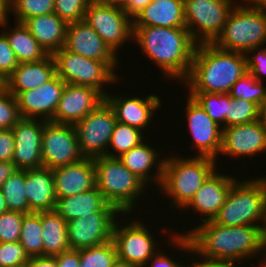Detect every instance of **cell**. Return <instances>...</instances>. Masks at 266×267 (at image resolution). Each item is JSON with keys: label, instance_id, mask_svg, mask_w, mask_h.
<instances>
[{"label": "cell", "instance_id": "cell-46", "mask_svg": "<svg viewBox=\"0 0 266 267\" xmlns=\"http://www.w3.org/2000/svg\"><path fill=\"white\" fill-rule=\"evenodd\" d=\"M15 137L11 129L0 130V162H12Z\"/></svg>", "mask_w": 266, "mask_h": 267}, {"label": "cell", "instance_id": "cell-19", "mask_svg": "<svg viewBox=\"0 0 266 267\" xmlns=\"http://www.w3.org/2000/svg\"><path fill=\"white\" fill-rule=\"evenodd\" d=\"M266 151V131L259 120L223 128L221 154L253 157Z\"/></svg>", "mask_w": 266, "mask_h": 267}, {"label": "cell", "instance_id": "cell-40", "mask_svg": "<svg viewBox=\"0 0 266 267\" xmlns=\"http://www.w3.org/2000/svg\"><path fill=\"white\" fill-rule=\"evenodd\" d=\"M20 119L16 97L3 87L0 90V130L12 129Z\"/></svg>", "mask_w": 266, "mask_h": 267}, {"label": "cell", "instance_id": "cell-50", "mask_svg": "<svg viewBox=\"0 0 266 267\" xmlns=\"http://www.w3.org/2000/svg\"><path fill=\"white\" fill-rule=\"evenodd\" d=\"M24 267H58L54 256L29 257Z\"/></svg>", "mask_w": 266, "mask_h": 267}, {"label": "cell", "instance_id": "cell-55", "mask_svg": "<svg viewBox=\"0 0 266 267\" xmlns=\"http://www.w3.org/2000/svg\"><path fill=\"white\" fill-rule=\"evenodd\" d=\"M247 6L266 10V0H242Z\"/></svg>", "mask_w": 266, "mask_h": 267}, {"label": "cell", "instance_id": "cell-30", "mask_svg": "<svg viewBox=\"0 0 266 267\" xmlns=\"http://www.w3.org/2000/svg\"><path fill=\"white\" fill-rule=\"evenodd\" d=\"M43 256H56L70 248L67 222L55 211L41 212Z\"/></svg>", "mask_w": 266, "mask_h": 267}, {"label": "cell", "instance_id": "cell-11", "mask_svg": "<svg viewBox=\"0 0 266 267\" xmlns=\"http://www.w3.org/2000/svg\"><path fill=\"white\" fill-rule=\"evenodd\" d=\"M131 221L125 222L127 225L123 226L117 220L115 222L112 240L116 247L117 260L134 267H145L150 257L158 251L157 241L143 221Z\"/></svg>", "mask_w": 266, "mask_h": 267}, {"label": "cell", "instance_id": "cell-8", "mask_svg": "<svg viewBox=\"0 0 266 267\" xmlns=\"http://www.w3.org/2000/svg\"><path fill=\"white\" fill-rule=\"evenodd\" d=\"M56 74L67 84L89 86L106 96L105 85L116 83L118 62H102L88 59L62 47L53 54Z\"/></svg>", "mask_w": 266, "mask_h": 267}, {"label": "cell", "instance_id": "cell-13", "mask_svg": "<svg viewBox=\"0 0 266 267\" xmlns=\"http://www.w3.org/2000/svg\"><path fill=\"white\" fill-rule=\"evenodd\" d=\"M41 154L43 167L49 169L73 164L83 159L74 125L48 121L42 133Z\"/></svg>", "mask_w": 266, "mask_h": 267}, {"label": "cell", "instance_id": "cell-3", "mask_svg": "<svg viewBox=\"0 0 266 267\" xmlns=\"http://www.w3.org/2000/svg\"><path fill=\"white\" fill-rule=\"evenodd\" d=\"M247 72L245 54L202 43L197 44L190 72L182 82L190 92L229 94L234 83Z\"/></svg>", "mask_w": 266, "mask_h": 267}, {"label": "cell", "instance_id": "cell-27", "mask_svg": "<svg viewBox=\"0 0 266 267\" xmlns=\"http://www.w3.org/2000/svg\"><path fill=\"white\" fill-rule=\"evenodd\" d=\"M23 24L48 54L64 47L68 23L54 12L26 19Z\"/></svg>", "mask_w": 266, "mask_h": 267}, {"label": "cell", "instance_id": "cell-21", "mask_svg": "<svg viewBox=\"0 0 266 267\" xmlns=\"http://www.w3.org/2000/svg\"><path fill=\"white\" fill-rule=\"evenodd\" d=\"M122 96V97H121ZM130 95H110L106 94L105 100L113 108L117 122L135 127L141 131L149 126L154 116L155 110L161 107L160 97L153 94L147 95L146 98L138 96L129 97Z\"/></svg>", "mask_w": 266, "mask_h": 267}, {"label": "cell", "instance_id": "cell-47", "mask_svg": "<svg viewBox=\"0 0 266 267\" xmlns=\"http://www.w3.org/2000/svg\"><path fill=\"white\" fill-rule=\"evenodd\" d=\"M156 251L148 260V265L145 267H188L178 263L173 258L171 259L166 253ZM150 265V266H149Z\"/></svg>", "mask_w": 266, "mask_h": 267}, {"label": "cell", "instance_id": "cell-1", "mask_svg": "<svg viewBox=\"0 0 266 267\" xmlns=\"http://www.w3.org/2000/svg\"><path fill=\"white\" fill-rule=\"evenodd\" d=\"M169 240L172 247L174 244V248L192 254L191 257L198 255L197 261L236 265L260 254L264 243L259 225L223 226L213 220L202 222L182 234L176 232Z\"/></svg>", "mask_w": 266, "mask_h": 267}, {"label": "cell", "instance_id": "cell-36", "mask_svg": "<svg viewBox=\"0 0 266 267\" xmlns=\"http://www.w3.org/2000/svg\"><path fill=\"white\" fill-rule=\"evenodd\" d=\"M263 83L247 72L234 83L229 94L233 99H243L260 106L266 101V86Z\"/></svg>", "mask_w": 266, "mask_h": 267}, {"label": "cell", "instance_id": "cell-17", "mask_svg": "<svg viewBox=\"0 0 266 267\" xmlns=\"http://www.w3.org/2000/svg\"><path fill=\"white\" fill-rule=\"evenodd\" d=\"M104 101L105 96L95 88L66 83L50 122L75 125Z\"/></svg>", "mask_w": 266, "mask_h": 267}, {"label": "cell", "instance_id": "cell-22", "mask_svg": "<svg viewBox=\"0 0 266 267\" xmlns=\"http://www.w3.org/2000/svg\"><path fill=\"white\" fill-rule=\"evenodd\" d=\"M216 171L215 169L209 175L197 190L194 198L184 208L189 209L191 207L194 212L199 213L202 222L214 219L223 206L232 184L237 180L230 174L229 176L225 174L222 175Z\"/></svg>", "mask_w": 266, "mask_h": 267}, {"label": "cell", "instance_id": "cell-25", "mask_svg": "<svg viewBox=\"0 0 266 267\" xmlns=\"http://www.w3.org/2000/svg\"><path fill=\"white\" fill-rule=\"evenodd\" d=\"M25 194L29 213L54 211L57 198L52 169L41 167L25 170Z\"/></svg>", "mask_w": 266, "mask_h": 267}, {"label": "cell", "instance_id": "cell-43", "mask_svg": "<svg viewBox=\"0 0 266 267\" xmlns=\"http://www.w3.org/2000/svg\"><path fill=\"white\" fill-rule=\"evenodd\" d=\"M29 257L18 242H0V267H24Z\"/></svg>", "mask_w": 266, "mask_h": 267}, {"label": "cell", "instance_id": "cell-7", "mask_svg": "<svg viewBox=\"0 0 266 267\" xmlns=\"http://www.w3.org/2000/svg\"><path fill=\"white\" fill-rule=\"evenodd\" d=\"M266 43V10L237 3L213 44L222 50L246 54Z\"/></svg>", "mask_w": 266, "mask_h": 267}, {"label": "cell", "instance_id": "cell-56", "mask_svg": "<svg viewBox=\"0 0 266 267\" xmlns=\"http://www.w3.org/2000/svg\"><path fill=\"white\" fill-rule=\"evenodd\" d=\"M259 121L266 131V101L259 106Z\"/></svg>", "mask_w": 266, "mask_h": 267}, {"label": "cell", "instance_id": "cell-32", "mask_svg": "<svg viewBox=\"0 0 266 267\" xmlns=\"http://www.w3.org/2000/svg\"><path fill=\"white\" fill-rule=\"evenodd\" d=\"M19 242L28 257L43 256L41 212L23 216Z\"/></svg>", "mask_w": 266, "mask_h": 267}, {"label": "cell", "instance_id": "cell-61", "mask_svg": "<svg viewBox=\"0 0 266 267\" xmlns=\"http://www.w3.org/2000/svg\"><path fill=\"white\" fill-rule=\"evenodd\" d=\"M5 87L4 79L0 77V90Z\"/></svg>", "mask_w": 266, "mask_h": 267}, {"label": "cell", "instance_id": "cell-58", "mask_svg": "<svg viewBox=\"0 0 266 267\" xmlns=\"http://www.w3.org/2000/svg\"><path fill=\"white\" fill-rule=\"evenodd\" d=\"M111 267H134L130 264H127L125 262H122V261H119V260H116Z\"/></svg>", "mask_w": 266, "mask_h": 267}, {"label": "cell", "instance_id": "cell-42", "mask_svg": "<svg viewBox=\"0 0 266 267\" xmlns=\"http://www.w3.org/2000/svg\"><path fill=\"white\" fill-rule=\"evenodd\" d=\"M24 215L13 211H6L0 215V242L19 241Z\"/></svg>", "mask_w": 266, "mask_h": 267}, {"label": "cell", "instance_id": "cell-59", "mask_svg": "<svg viewBox=\"0 0 266 267\" xmlns=\"http://www.w3.org/2000/svg\"><path fill=\"white\" fill-rule=\"evenodd\" d=\"M265 250H266V241H264V243H263V249H262V251H263V252H266ZM260 263H261V264H258V267H259V266H260V267H266V254H265V259H264V257H263V260H261Z\"/></svg>", "mask_w": 266, "mask_h": 267}, {"label": "cell", "instance_id": "cell-35", "mask_svg": "<svg viewBox=\"0 0 266 267\" xmlns=\"http://www.w3.org/2000/svg\"><path fill=\"white\" fill-rule=\"evenodd\" d=\"M203 110L219 126L226 128V114L229 109V94L226 93H204L189 92Z\"/></svg>", "mask_w": 266, "mask_h": 267}, {"label": "cell", "instance_id": "cell-23", "mask_svg": "<svg viewBox=\"0 0 266 267\" xmlns=\"http://www.w3.org/2000/svg\"><path fill=\"white\" fill-rule=\"evenodd\" d=\"M56 198H64L88 191L96 186L92 158L52 169Z\"/></svg>", "mask_w": 266, "mask_h": 267}, {"label": "cell", "instance_id": "cell-49", "mask_svg": "<svg viewBox=\"0 0 266 267\" xmlns=\"http://www.w3.org/2000/svg\"><path fill=\"white\" fill-rule=\"evenodd\" d=\"M152 0H124L122 10L134 20Z\"/></svg>", "mask_w": 266, "mask_h": 267}, {"label": "cell", "instance_id": "cell-16", "mask_svg": "<svg viewBox=\"0 0 266 267\" xmlns=\"http://www.w3.org/2000/svg\"><path fill=\"white\" fill-rule=\"evenodd\" d=\"M48 121L21 118L11 129L15 137L12 163L17 170L43 167L41 154L42 133Z\"/></svg>", "mask_w": 266, "mask_h": 267}, {"label": "cell", "instance_id": "cell-9", "mask_svg": "<svg viewBox=\"0 0 266 267\" xmlns=\"http://www.w3.org/2000/svg\"><path fill=\"white\" fill-rule=\"evenodd\" d=\"M237 3L233 0H184L185 27L192 39L197 44L213 43Z\"/></svg>", "mask_w": 266, "mask_h": 267}, {"label": "cell", "instance_id": "cell-37", "mask_svg": "<svg viewBox=\"0 0 266 267\" xmlns=\"http://www.w3.org/2000/svg\"><path fill=\"white\" fill-rule=\"evenodd\" d=\"M79 254V267H111L117 260V252L113 240L102 245L81 249Z\"/></svg>", "mask_w": 266, "mask_h": 267}, {"label": "cell", "instance_id": "cell-14", "mask_svg": "<svg viewBox=\"0 0 266 267\" xmlns=\"http://www.w3.org/2000/svg\"><path fill=\"white\" fill-rule=\"evenodd\" d=\"M121 212H92L67 222L71 249L81 250L102 245L112 240L113 228Z\"/></svg>", "mask_w": 266, "mask_h": 267}, {"label": "cell", "instance_id": "cell-39", "mask_svg": "<svg viewBox=\"0 0 266 267\" xmlns=\"http://www.w3.org/2000/svg\"><path fill=\"white\" fill-rule=\"evenodd\" d=\"M259 120V106L243 99H233L229 94V109L226 114V127L247 124Z\"/></svg>", "mask_w": 266, "mask_h": 267}, {"label": "cell", "instance_id": "cell-45", "mask_svg": "<svg viewBox=\"0 0 266 267\" xmlns=\"http://www.w3.org/2000/svg\"><path fill=\"white\" fill-rule=\"evenodd\" d=\"M253 55H250V54ZM249 54V56H248ZM247 71L254 76L257 81H263L262 76L266 75V48H254L246 54Z\"/></svg>", "mask_w": 266, "mask_h": 267}, {"label": "cell", "instance_id": "cell-4", "mask_svg": "<svg viewBox=\"0 0 266 267\" xmlns=\"http://www.w3.org/2000/svg\"><path fill=\"white\" fill-rule=\"evenodd\" d=\"M216 159L207 156L164 157L162 180L159 189L172 198L171 208L184 209L197 190L217 168ZM174 204V205H173Z\"/></svg>", "mask_w": 266, "mask_h": 267}, {"label": "cell", "instance_id": "cell-54", "mask_svg": "<svg viewBox=\"0 0 266 267\" xmlns=\"http://www.w3.org/2000/svg\"><path fill=\"white\" fill-rule=\"evenodd\" d=\"M90 1L91 3L116 6V7H122V5L124 4V0H90Z\"/></svg>", "mask_w": 266, "mask_h": 267}, {"label": "cell", "instance_id": "cell-34", "mask_svg": "<svg viewBox=\"0 0 266 267\" xmlns=\"http://www.w3.org/2000/svg\"><path fill=\"white\" fill-rule=\"evenodd\" d=\"M142 132L135 127L116 122L108 145V149L111 148L113 150L112 152L108 150L106 156L119 158L133 147L142 143L144 141Z\"/></svg>", "mask_w": 266, "mask_h": 267}, {"label": "cell", "instance_id": "cell-18", "mask_svg": "<svg viewBox=\"0 0 266 267\" xmlns=\"http://www.w3.org/2000/svg\"><path fill=\"white\" fill-rule=\"evenodd\" d=\"M65 82L55 74L37 88L20 92L16 96L21 118L51 121L56 111Z\"/></svg>", "mask_w": 266, "mask_h": 267}, {"label": "cell", "instance_id": "cell-52", "mask_svg": "<svg viewBox=\"0 0 266 267\" xmlns=\"http://www.w3.org/2000/svg\"><path fill=\"white\" fill-rule=\"evenodd\" d=\"M8 13H11L10 0H0V26L7 27Z\"/></svg>", "mask_w": 266, "mask_h": 267}, {"label": "cell", "instance_id": "cell-26", "mask_svg": "<svg viewBox=\"0 0 266 267\" xmlns=\"http://www.w3.org/2000/svg\"><path fill=\"white\" fill-rule=\"evenodd\" d=\"M54 211L66 222L92 212H120L105 200L96 186L73 196L56 199Z\"/></svg>", "mask_w": 266, "mask_h": 267}, {"label": "cell", "instance_id": "cell-10", "mask_svg": "<svg viewBox=\"0 0 266 267\" xmlns=\"http://www.w3.org/2000/svg\"><path fill=\"white\" fill-rule=\"evenodd\" d=\"M116 122L114 110L105 100L74 125L84 158L106 156Z\"/></svg>", "mask_w": 266, "mask_h": 267}, {"label": "cell", "instance_id": "cell-15", "mask_svg": "<svg viewBox=\"0 0 266 267\" xmlns=\"http://www.w3.org/2000/svg\"><path fill=\"white\" fill-rule=\"evenodd\" d=\"M186 103L188 131L192 135L195 156H207L217 160L221 152L223 129L189 96Z\"/></svg>", "mask_w": 266, "mask_h": 267}, {"label": "cell", "instance_id": "cell-44", "mask_svg": "<svg viewBox=\"0 0 266 267\" xmlns=\"http://www.w3.org/2000/svg\"><path fill=\"white\" fill-rule=\"evenodd\" d=\"M18 61L6 36L0 31V77L5 79L16 69Z\"/></svg>", "mask_w": 266, "mask_h": 267}, {"label": "cell", "instance_id": "cell-5", "mask_svg": "<svg viewBox=\"0 0 266 267\" xmlns=\"http://www.w3.org/2000/svg\"><path fill=\"white\" fill-rule=\"evenodd\" d=\"M93 161L96 187L110 205L123 215L130 216L135 210L134 206L138 205V197L145 195L144 189L148 186L130 172L119 158L99 156Z\"/></svg>", "mask_w": 266, "mask_h": 267}, {"label": "cell", "instance_id": "cell-2", "mask_svg": "<svg viewBox=\"0 0 266 267\" xmlns=\"http://www.w3.org/2000/svg\"><path fill=\"white\" fill-rule=\"evenodd\" d=\"M133 39L164 76L186 79L197 46L186 27L133 26Z\"/></svg>", "mask_w": 266, "mask_h": 267}, {"label": "cell", "instance_id": "cell-53", "mask_svg": "<svg viewBox=\"0 0 266 267\" xmlns=\"http://www.w3.org/2000/svg\"><path fill=\"white\" fill-rule=\"evenodd\" d=\"M188 267H239V265L237 266L236 264H232V263H216V262H207V261H196L195 262L193 260L192 264H188Z\"/></svg>", "mask_w": 266, "mask_h": 267}, {"label": "cell", "instance_id": "cell-60", "mask_svg": "<svg viewBox=\"0 0 266 267\" xmlns=\"http://www.w3.org/2000/svg\"><path fill=\"white\" fill-rule=\"evenodd\" d=\"M262 235H263V240L266 241V209H265V218L262 226Z\"/></svg>", "mask_w": 266, "mask_h": 267}, {"label": "cell", "instance_id": "cell-57", "mask_svg": "<svg viewBox=\"0 0 266 267\" xmlns=\"http://www.w3.org/2000/svg\"><path fill=\"white\" fill-rule=\"evenodd\" d=\"M8 211L3 193L0 190V215Z\"/></svg>", "mask_w": 266, "mask_h": 267}, {"label": "cell", "instance_id": "cell-33", "mask_svg": "<svg viewBox=\"0 0 266 267\" xmlns=\"http://www.w3.org/2000/svg\"><path fill=\"white\" fill-rule=\"evenodd\" d=\"M8 211L29 214V204L25 194V170H16L0 188Z\"/></svg>", "mask_w": 266, "mask_h": 267}, {"label": "cell", "instance_id": "cell-28", "mask_svg": "<svg viewBox=\"0 0 266 267\" xmlns=\"http://www.w3.org/2000/svg\"><path fill=\"white\" fill-rule=\"evenodd\" d=\"M158 155V152H156L154 148L150 147V145L144 140L142 143L120 156L119 159L130 172L135 174L145 184L149 186L150 181L153 179L152 182L157 185L155 187H159L162 180L164 158L161 160ZM155 164L157 166L155 167L156 174L154 173L153 175V173H150Z\"/></svg>", "mask_w": 266, "mask_h": 267}, {"label": "cell", "instance_id": "cell-20", "mask_svg": "<svg viewBox=\"0 0 266 267\" xmlns=\"http://www.w3.org/2000/svg\"><path fill=\"white\" fill-rule=\"evenodd\" d=\"M64 48L88 59L118 62V56L84 20L68 23Z\"/></svg>", "mask_w": 266, "mask_h": 267}, {"label": "cell", "instance_id": "cell-31", "mask_svg": "<svg viewBox=\"0 0 266 267\" xmlns=\"http://www.w3.org/2000/svg\"><path fill=\"white\" fill-rule=\"evenodd\" d=\"M2 33L8 39L18 63L40 61L49 55L23 23L16 22L14 28Z\"/></svg>", "mask_w": 266, "mask_h": 267}, {"label": "cell", "instance_id": "cell-24", "mask_svg": "<svg viewBox=\"0 0 266 267\" xmlns=\"http://www.w3.org/2000/svg\"><path fill=\"white\" fill-rule=\"evenodd\" d=\"M56 74L53 55L35 62L19 63L16 69L5 79V88L15 97L49 81Z\"/></svg>", "mask_w": 266, "mask_h": 267}, {"label": "cell", "instance_id": "cell-48", "mask_svg": "<svg viewBox=\"0 0 266 267\" xmlns=\"http://www.w3.org/2000/svg\"><path fill=\"white\" fill-rule=\"evenodd\" d=\"M56 262L58 267H79L80 254L79 250L69 249L59 255H56Z\"/></svg>", "mask_w": 266, "mask_h": 267}, {"label": "cell", "instance_id": "cell-6", "mask_svg": "<svg viewBox=\"0 0 266 267\" xmlns=\"http://www.w3.org/2000/svg\"><path fill=\"white\" fill-rule=\"evenodd\" d=\"M265 209L266 176L246 181L236 180L213 221L223 226L259 225L262 227Z\"/></svg>", "mask_w": 266, "mask_h": 267}, {"label": "cell", "instance_id": "cell-29", "mask_svg": "<svg viewBox=\"0 0 266 267\" xmlns=\"http://www.w3.org/2000/svg\"><path fill=\"white\" fill-rule=\"evenodd\" d=\"M133 26L185 27L184 0H152L133 20Z\"/></svg>", "mask_w": 266, "mask_h": 267}, {"label": "cell", "instance_id": "cell-51", "mask_svg": "<svg viewBox=\"0 0 266 267\" xmlns=\"http://www.w3.org/2000/svg\"><path fill=\"white\" fill-rule=\"evenodd\" d=\"M16 167L12 162L9 161H1L0 162V188L13 173L16 171Z\"/></svg>", "mask_w": 266, "mask_h": 267}, {"label": "cell", "instance_id": "cell-12", "mask_svg": "<svg viewBox=\"0 0 266 267\" xmlns=\"http://www.w3.org/2000/svg\"><path fill=\"white\" fill-rule=\"evenodd\" d=\"M86 21L117 54L128 40H133V20L121 7L91 3L86 12Z\"/></svg>", "mask_w": 266, "mask_h": 267}, {"label": "cell", "instance_id": "cell-41", "mask_svg": "<svg viewBox=\"0 0 266 267\" xmlns=\"http://www.w3.org/2000/svg\"><path fill=\"white\" fill-rule=\"evenodd\" d=\"M54 13L67 23L84 20L90 0H54Z\"/></svg>", "mask_w": 266, "mask_h": 267}, {"label": "cell", "instance_id": "cell-38", "mask_svg": "<svg viewBox=\"0 0 266 267\" xmlns=\"http://www.w3.org/2000/svg\"><path fill=\"white\" fill-rule=\"evenodd\" d=\"M11 12L15 22L23 23L26 19L47 15L54 12V0H10Z\"/></svg>", "mask_w": 266, "mask_h": 267}]
</instances>
